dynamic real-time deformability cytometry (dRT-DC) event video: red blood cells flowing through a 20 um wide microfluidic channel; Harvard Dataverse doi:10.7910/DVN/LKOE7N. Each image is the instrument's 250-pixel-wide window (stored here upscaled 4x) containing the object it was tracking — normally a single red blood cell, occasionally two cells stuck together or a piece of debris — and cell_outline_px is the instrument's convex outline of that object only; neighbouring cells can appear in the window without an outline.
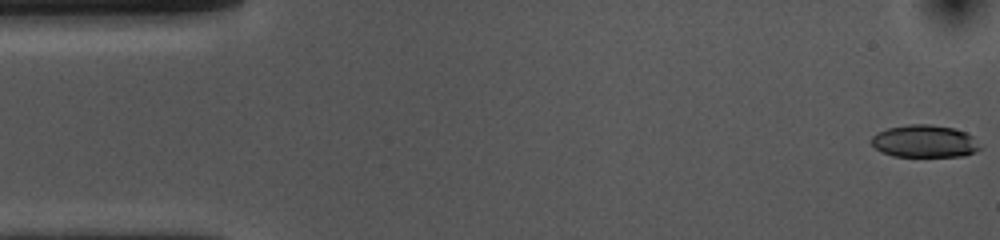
{"species": "common noctule bat (a hibernating species)", "species_latin": "Nyctalus noctula", "temperature_condition": "cold", "stored_images_in_passage": 53, "camera_frame_rate_fps": 3000, "um_per_image_px": 0.085, "animal": {"sex": "female", "body_mass_g": 10.0, "forearm_length_mm": 53.1}, "frame": {"image": 1, "passage_image": 1, "time_ms": 0.0, "image_size_px": [1000, 240], "cell_outline_px": [[980, 148], [976, 152], [964, 156], [892, 156], [880, 152], [872, 144], [872, 136], [876, 132], [888, 128], [908, 124], [928, 124], [952, 128], [964, 132], [972, 136]], "centroid_in_image_um": [78.55, 12.01], "position_along_channel_um": 6.5, "area_um2": 20.4}}
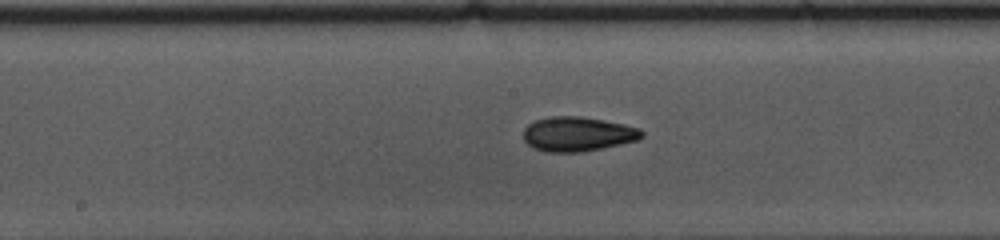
{"frame": {"image": 2, "passage_image": 26, "time_ms": 8.333, "image_size_px": [1000, 240], "cell_outline_px": [[644, 136], [640, 140], [580, 152], [544, 152], [532, 148], [524, 140], [524, 128], [528, 124], [536, 120], [548, 116], [580, 116], [604, 120], [624, 124], [640, 128], [644, 132]], "centroid_in_image_um": [49.11, 11.39], "position_along_channel_um": 199.1, "area_um2": 23.99}}
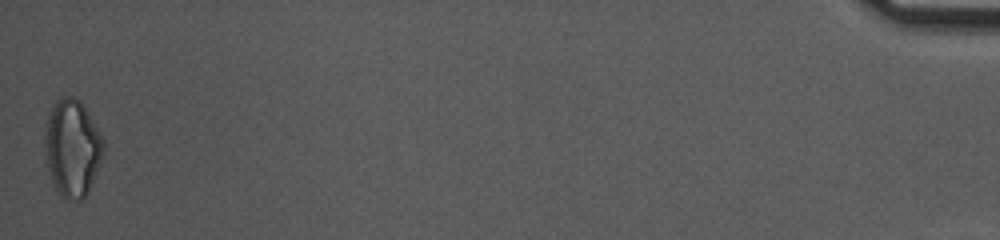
{"frame": {"image": 3, "passage_image": 53, "time_ms": 17.333, "image_size_px": [1000, 240], "cell_outline_px": [[104, 152], [88, 192], [80, 200], [68, 200], [60, 196], [48, 172], [44, 140], [44, 132], [48, 116], [56, 100], [64, 96], [72, 96], [80, 100], [104, 140]], "centroid_in_image_um": [6.13, 12.58], "position_along_channel_um": 429.1, "area_um2": 32.95}, "authors_computed_cell_mechanics": {"area_um2": 22.4842, "velocity_mm_per_s": 3.6902, "shape_relaxation_time_tau1_ms": 4.835, "shape_relaxation_time_tau2_ms": 2.4321, "deformation_change_tau1": 0.1363, "deformation_change_tau2": 0.0855}}